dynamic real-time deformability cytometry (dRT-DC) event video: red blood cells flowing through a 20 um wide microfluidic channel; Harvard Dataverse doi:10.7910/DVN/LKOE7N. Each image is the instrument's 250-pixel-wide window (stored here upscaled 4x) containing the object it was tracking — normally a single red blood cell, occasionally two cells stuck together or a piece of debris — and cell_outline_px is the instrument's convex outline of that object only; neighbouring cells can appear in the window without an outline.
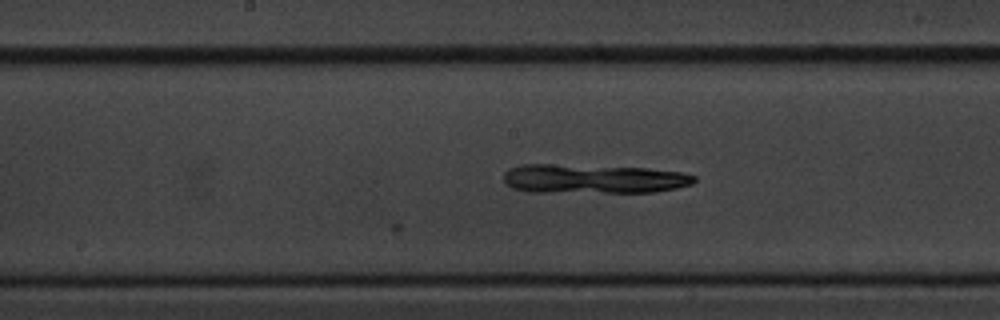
{"species": "common noctule bat (a hibernating species)", "species_latin": "Nyctalus noctula", "temperature_condition": "cold", "stored_images_in_passage": 14, "camera_frame_rate_fps": 3000, "um_per_image_px": 0.085, "animal": {"sex": "male", "body_mass_g": 20.1, "forearm_length_mm": 53.5}, "frame": {"image": 1, "passage_image": 14, "time_ms": 4.333, "image_size_px": [1000, 320], "cell_outline_px": [[696, 180], [692, 184], [676, 188], [656, 192], [532, 192], [512, 188], [504, 180], [504, 172], [508, 168], [520, 164], [552, 164], [648, 168], [680, 172], [696, 176]], "centroid_in_image_um": [50.42, 15.2], "position_along_channel_um": 197.8, "area_um2": 32.54}}